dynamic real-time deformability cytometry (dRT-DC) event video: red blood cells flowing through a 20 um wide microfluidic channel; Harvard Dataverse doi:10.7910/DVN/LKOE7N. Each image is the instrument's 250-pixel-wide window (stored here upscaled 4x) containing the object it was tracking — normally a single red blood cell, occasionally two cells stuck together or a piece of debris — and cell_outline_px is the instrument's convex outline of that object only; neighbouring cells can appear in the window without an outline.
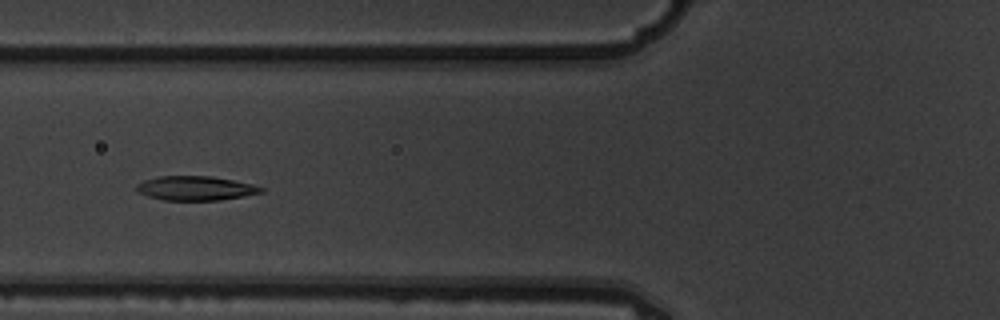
{"species": "common noctule bat (a hibernating species)", "species_latin": "Nyctalus noctula", "temperature_condition": "warm", "stored_images_in_passage": 9, "camera_frame_rate_fps": 3000, "um_per_image_px": 0.085, "animal": {"sex": "male", "body_mass_g": 19.5, "forearm_length_mm": 54.6}, "frame": {"image": 1, "passage_image": 7, "time_ms": 2.0, "image_size_px": [1000, 320], "cell_outline_px": [[264, 192], [244, 196], [220, 200], [164, 200], [148, 196], [140, 192], [136, 188], [136, 184], [144, 180], [160, 176], [212, 176], [252, 184], [264, 188]], "centroid_in_image_um": [16.64, 16.0], "position_along_channel_um": 109.2, "area_um2": 17.51}}
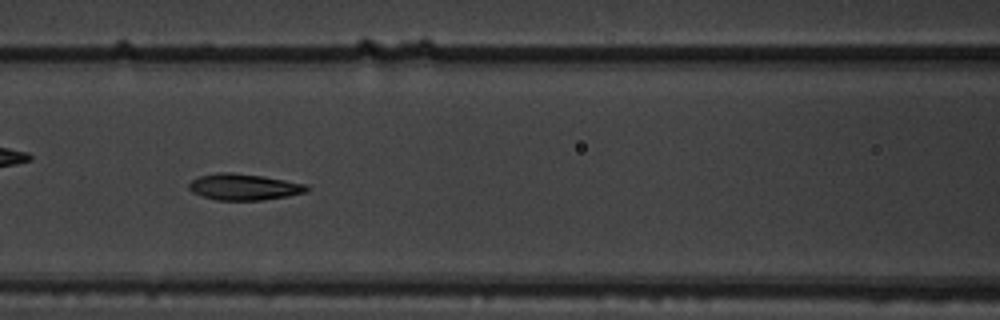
{"frame": {"image": 2, "passage_image": 8, "time_ms": 2.333, "image_size_px": [1000, 320], "cell_outline_px": [[312, 188], [308, 192], [288, 196], [264, 200], [216, 200], [192, 192], [188, 188], [188, 184], [192, 180], [200, 176], [220, 172], [228, 172], [264, 176], [308, 184]], "centroid_in_image_um": [20.8, 15.89], "position_along_channel_um": 145.8, "area_um2": 18.21}}
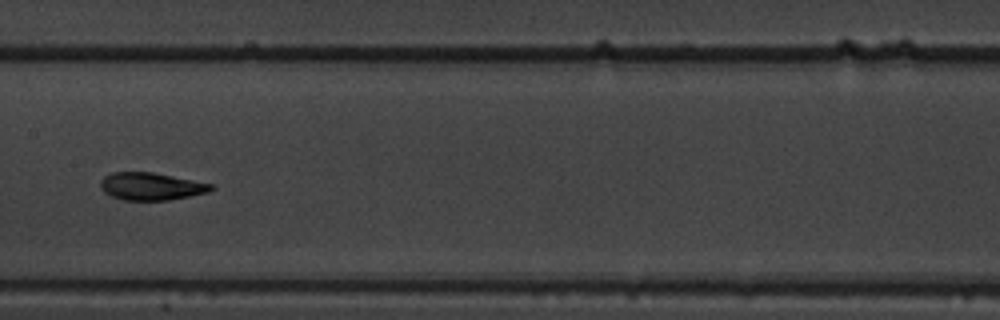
{"frame": {"image": 3, "passage_image": 9, "time_ms": 2.667, "image_size_px": [1000, 320], "cell_outline_px": [[216, 188], [208, 192], [168, 200], [124, 200], [112, 196], [104, 192], [100, 188], [100, 180], [104, 176], [112, 172], [152, 172], [212, 184]], "centroid_in_image_um": [12.81, 15.84], "position_along_channel_um": 194.6, "area_um2": 17.63}}